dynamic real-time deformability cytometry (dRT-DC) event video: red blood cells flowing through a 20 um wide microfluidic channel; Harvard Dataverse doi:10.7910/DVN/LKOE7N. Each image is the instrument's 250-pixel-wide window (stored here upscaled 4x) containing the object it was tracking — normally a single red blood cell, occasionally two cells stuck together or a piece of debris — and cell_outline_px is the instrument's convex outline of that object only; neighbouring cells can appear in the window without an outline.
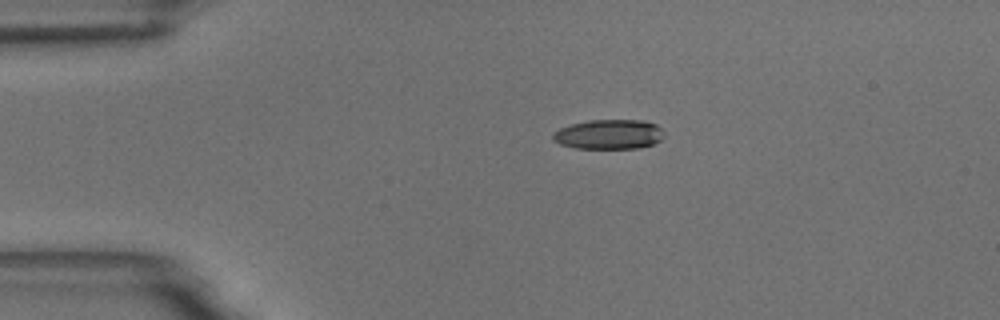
{"species": "common noctule bat (a hibernating species)", "species_latin": "Nyctalus noctula", "temperature_condition": "room temperature", "stored_images_in_passage": 45, "camera_frame_rate_fps": 3000, "um_per_image_px": 0.085, "animal": {"sex": "male", "body_mass_g": 18.8}, "frame": {"image": 1, "passage_image": 1, "time_ms": 0.0, "image_size_px": [1000, 320], "cell_outline_px": [[664, 136], [660, 140], [652, 144], [640, 148], [576, 148], [560, 144], [552, 140], [552, 136], [560, 128], [572, 124], [588, 120], [644, 120], [656, 124], [660, 128]], "centroid_in_image_um": [51.77, 11.41], "position_along_channel_um": 33.2, "area_um2": 19.13}}
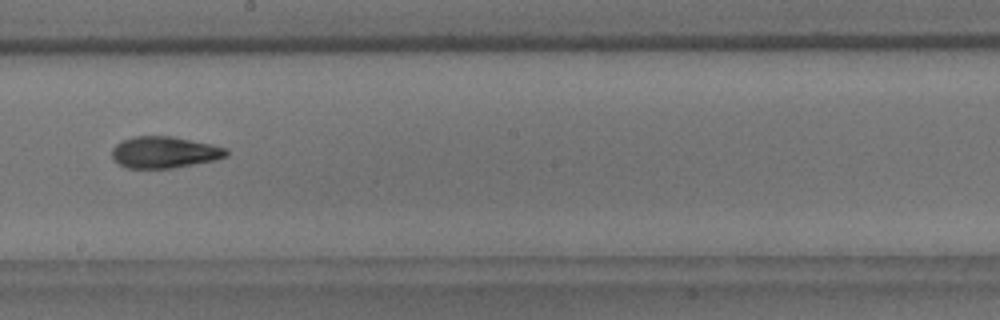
{"frame": {"image": 2, "passage_image": 21, "time_ms": 6.667, "image_size_px": [1000, 320], "cell_outline_px": [[228, 156], [216, 160], [172, 168], [124, 168], [112, 156], [112, 148], [120, 140], [132, 136], [172, 136], [212, 144], [228, 148]], "centroid_in_image_um": [13.99, 12.93], "position_along_channel_um": 234.2, "area_um2": 21.21}}
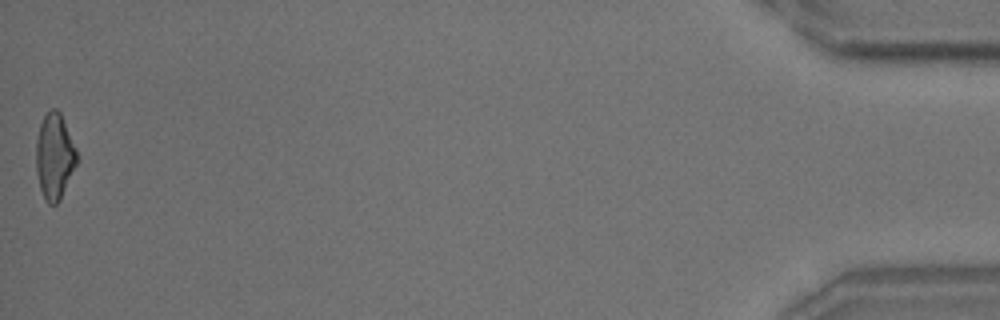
{"frame": {"image": 3, "passage_image": 45, "time_ms": 14.667, "image_size_px": [1000, 320], "cell_outline_px": [[80, 160], [60, 200], [56, 204], [48, 204], [44, 200], [40, 188], [36, 172], [36, 140], [40, 124], [44, 116], [52, 108], [56, 108], [60, 112], [76, 148]], "centroid_in_image_um": [4.65, 13.32], "position_along_channel_um": 430.5, "area_um2": 20.75}, "authors_computed_cell_mechanics": {"area_um2": 20.6924, "velocity_mm_per_s": 3.6586, "shape_relaxation_time_tau1_ms": 5.897, "shape_relaxation_time_tau2_ms": 2.5344, "deformation_change_tau1": 0.1856, "deformation_change_tau2": 0.1088}}